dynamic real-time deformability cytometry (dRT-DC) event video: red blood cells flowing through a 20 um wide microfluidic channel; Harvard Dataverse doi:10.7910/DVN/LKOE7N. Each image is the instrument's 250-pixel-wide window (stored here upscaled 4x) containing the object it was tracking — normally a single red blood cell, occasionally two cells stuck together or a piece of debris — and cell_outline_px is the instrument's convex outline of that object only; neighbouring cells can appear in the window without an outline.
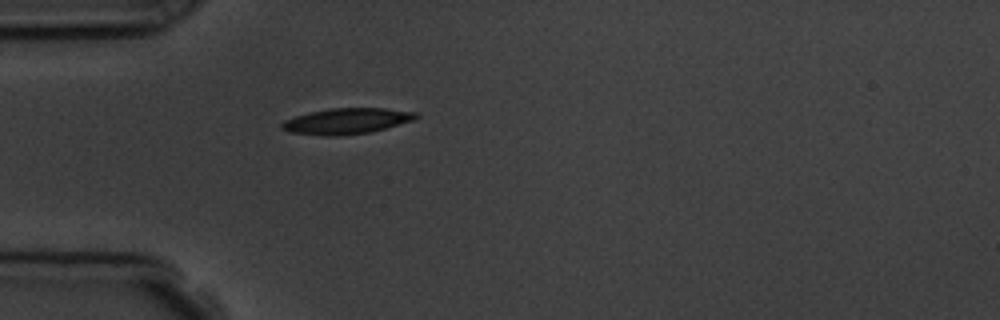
{"species": "common noctule bat (a hibernating species)", "species_latin": "Nyctalus noctula", "temperature_condition": "room temperature", "stored_images_in_passage": 1, "camera_frame_rate_fps": 3000, "um_per_image_px": 0.085, "animal": {"sex": "male", "body_mass_g": 19.5, "forearm_length_mm": 54.6}, "frame": {"image": 1, "passage_image": 1, "time_ms": 0.0, "image_size_px": [1000, 320], "cell_outline_px": [[420, 116], [416, 120], [368, 132], [336, 136], [324, 136], [288, 132], [280, 128], [280, 124], [284, 120], [308, 112], [328, 108], [384, 108], [416, 112]], "centroid_in_image_um": [29.44, 10.28], "position_along_channel_um": 55.6, "area_um2": 20.29}}